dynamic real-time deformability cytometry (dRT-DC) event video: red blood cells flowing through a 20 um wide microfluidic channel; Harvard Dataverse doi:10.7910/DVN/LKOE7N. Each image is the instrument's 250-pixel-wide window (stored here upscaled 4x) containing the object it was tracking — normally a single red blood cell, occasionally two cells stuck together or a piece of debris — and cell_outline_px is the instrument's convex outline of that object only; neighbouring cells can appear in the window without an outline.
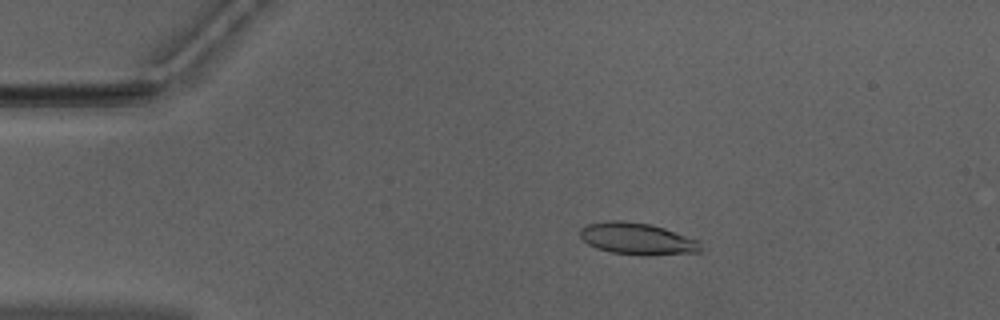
{"species": "Egyptian fruit bat (a non-hibernating species)", "species_latin": "Rousettus aegyptiacus", "temperature_condition": "warm", "stored_images_in_passage": 52, "camera_frame_rate_fps": 3000, "um_per_image_px": 0.085, "animal": {"sex": "male"}, "frame": {"image": 1, "passage_image": 10, "time_ms": 3.0, "image_size_px": [1000, 320], "cell_outline_px": [[700, 252], [648, 256], [644, 256], [612, 252], [596, 248], [588, 244], [580, 236], [580, 228], [588, 224], [608, 220], [620, 220], [652, 224], [700, 240]], "centroid_in_image_um": [54.18, 20.29], "position_along_channel_um": 30.8, "area_um2": 22.54}}
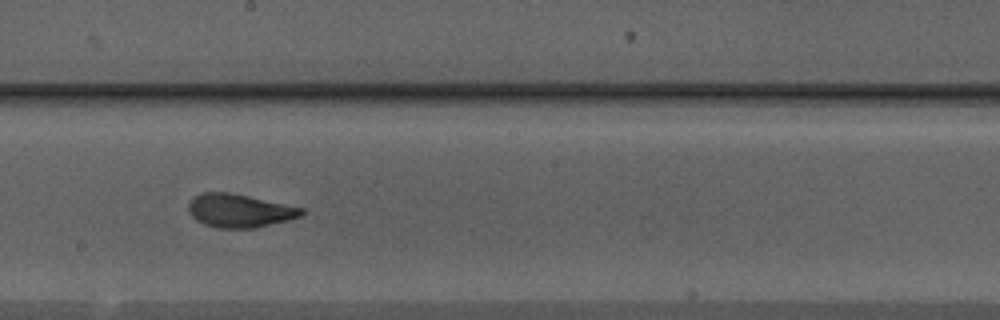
{"frame": {"image": 2, "passage_image": 29, "time_ms": 9.333, "image_size_px": [1000, 320], "cell_outline_px": [[304, 212], [300, 216], [288, 220], [256, 228], [216, 228], [204, 224], [196, 220], [188, 212], [188, 204], [196, 196], [204, 192], [228, 192], [248, 196], [304, 208]], "centroid_in_image_um": [20.35, 17.92], "position_along_channel_um": 227.9, "area_um2": 21.85}}
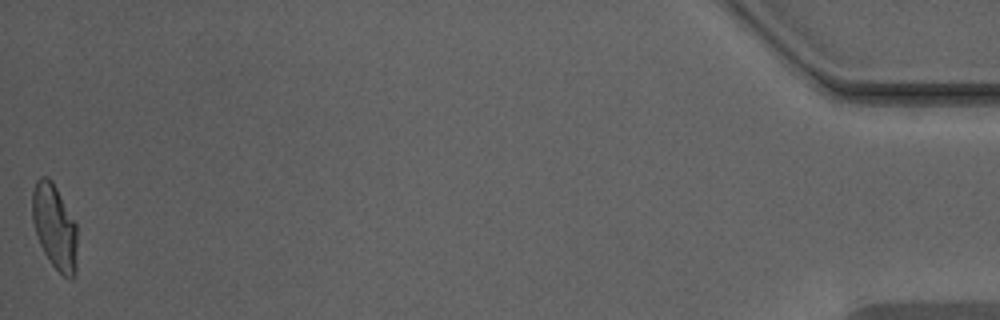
{"frame": {"image": 3, "passage_image": 52, "time_ms": 17.0, "image_size_px": [1000, 320], "cell_outline_px": [[76, 276], [72, 280], [68, 280], [52, 264], [44, 252], [40, 244], [32, 220], [32, 192], [36, 180], [40, 176], [48, 176], [52, 180], [76, 224]], "centroid_in_image_um": [4.64, 19.28], "position_along_channel_um": 430.6, "area_um2": 22.2}, "authors_computed_cell_mechanics": {"area_um2": 22.1952, "velocity_mm_per_s": 3.9583, "shape_relaxation_time_tau1_ms": 4.625, "shape_relaxation_time_tau2_ms": 0.964, "deformation_change_tau1": 0.179, "deformation_change_tau2": 0.0701}}